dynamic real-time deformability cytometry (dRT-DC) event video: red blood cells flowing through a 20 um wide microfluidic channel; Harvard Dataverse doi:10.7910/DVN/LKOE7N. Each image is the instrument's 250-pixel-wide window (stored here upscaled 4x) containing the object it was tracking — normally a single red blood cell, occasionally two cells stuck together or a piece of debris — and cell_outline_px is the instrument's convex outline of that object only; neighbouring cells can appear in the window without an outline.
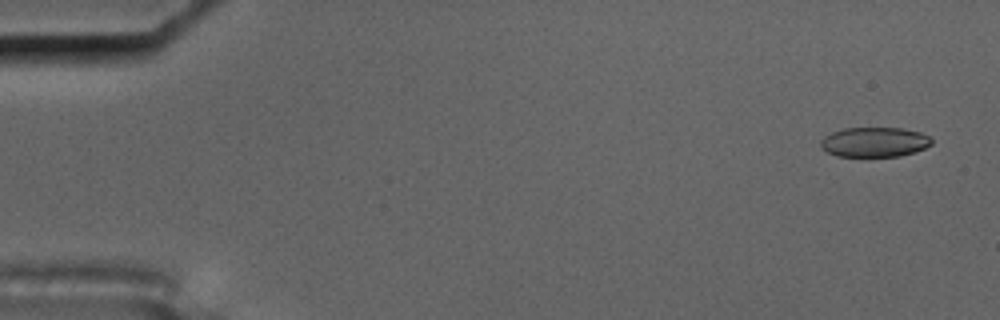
{"species": "common noctule bat (a hibernating species)", "species_latin": "Nyctalus noctula", "temperature_condition": "cold", "stored_images_in_passage": 4, "camera_frame_rate_fps": 3000, "um_per_image_px": 0.085, "animal": {"sex": "male", "body_mass_g": 17.5, "forearm_length_mm": 52.3}, "frame": {"image": 1, "passage_image": 1, "time_ms": 0.0, "image_size_px": [1000, 320], "cell_outline_px": [[932, 144], [916, 152], [900, 156], [836, 156], [820, 148], [820, 140], [824, 136], [832, 132], [844, 128], [904, 128], [920, 132], [928, 136], [932, 140]], "centroid_in_image_um": [74.32, 12.07], "position_along_channel_um": 10.7, "area_um2": 19.36}}